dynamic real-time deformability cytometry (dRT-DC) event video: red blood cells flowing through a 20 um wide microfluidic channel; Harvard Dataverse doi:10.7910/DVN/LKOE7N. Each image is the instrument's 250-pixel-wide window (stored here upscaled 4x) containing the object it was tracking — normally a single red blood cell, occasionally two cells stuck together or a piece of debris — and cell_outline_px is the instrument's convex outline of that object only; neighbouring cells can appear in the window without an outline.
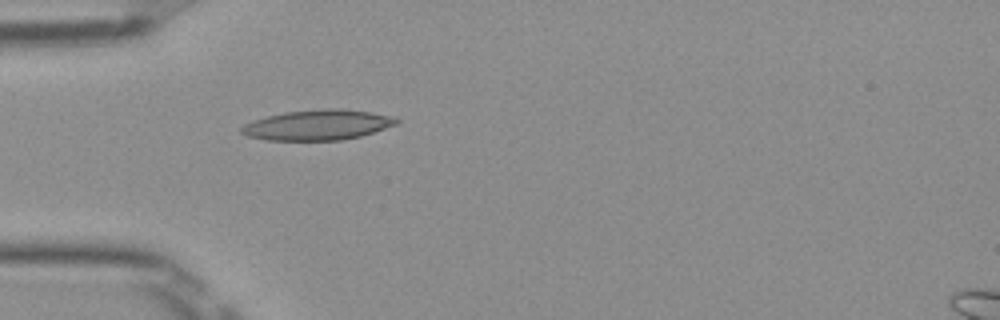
{"species": "Egyptian fruit bat (a non-hibernating species)", "species_latin": "Rousettus aegyptiacus", "temperature_condition": "room temperature", "stored_images_in_passage": 37, "camera_frame_rate_fps": 3000, "um_per_image_px": 0.085, "frame": {"image": 1, "passage_image": 1, "time_ms": 0.0, "image_size_px": [1000, 320], "cell_outline_px": [[400, 120], [396, 124], [360, 136], [340, 140], [268, 140], [248, 136], [240, 132], [240, 128], [244, 124], [268, 116], [284, 112], [324, 108], [340, 108], [372, 112], [388, 116]], "centroid_in_image_um": [26.98, 10.61], "position_along_channel_um": 58.0, "area_um2": 27.05}}
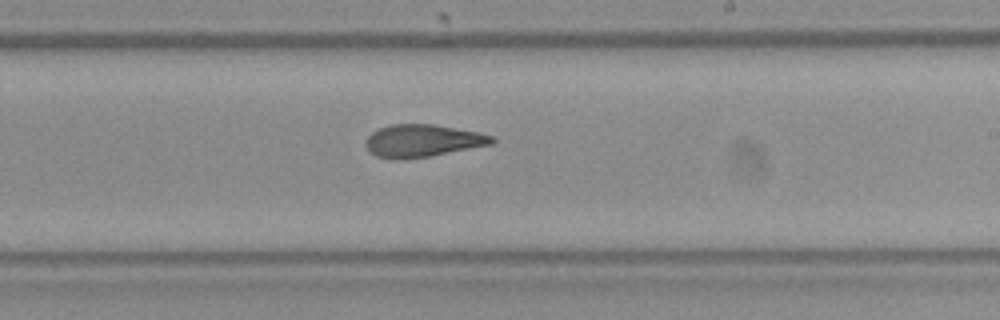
{"frame": {"image": 2, "passage_image": 16, "time_ms": 5.0, "image_size_px": [1000, 320], "cell_outline_px": [[496, 140], [492, 144], [432, 156], [404, 160], [400, 160], [376, 156], [368, 152], [364, 144], [368, 136], [372, 132], [380, 128], [392, 124], [432, 124], [480, 132], [492, 136]], "centroid_in_image_um": [35.9, 11.98], "position_along_channel_um": 253.1, "area_um2": 24.1}}
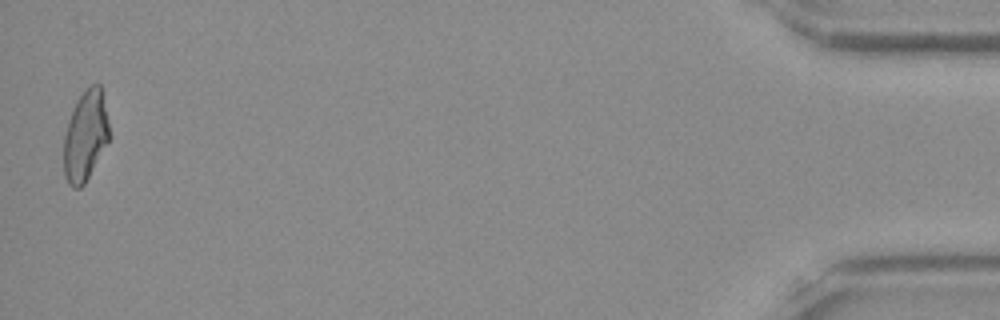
{"frame": {"image": 3, "passage_image": 36, "time_ms": 11.667, "image_size_px": [1000, 320], "cell_outline_px": [[108, 140], [84, 184], [80, 188], [72, 188], [68, 184], [64, 176], [64, 136], [68, 120], [76, 100], [92, 84], [100, 84], [108, 120]], "centroid_in_image_um": [7.23, 11.57], "position_along_channel_um": 428.0, "area_um2": 23.47}, "authors_computed_cell_mechanics": {"area_um2": 24.276, "velocity_mm_per_s": 3.978, "shape_relaxation_time_tau1_ms": null, "shape_relaxation_time_tau2_ms": 2.452, "deformation_change_tau1": null, "deformation_change_tau2": 0.1051}}